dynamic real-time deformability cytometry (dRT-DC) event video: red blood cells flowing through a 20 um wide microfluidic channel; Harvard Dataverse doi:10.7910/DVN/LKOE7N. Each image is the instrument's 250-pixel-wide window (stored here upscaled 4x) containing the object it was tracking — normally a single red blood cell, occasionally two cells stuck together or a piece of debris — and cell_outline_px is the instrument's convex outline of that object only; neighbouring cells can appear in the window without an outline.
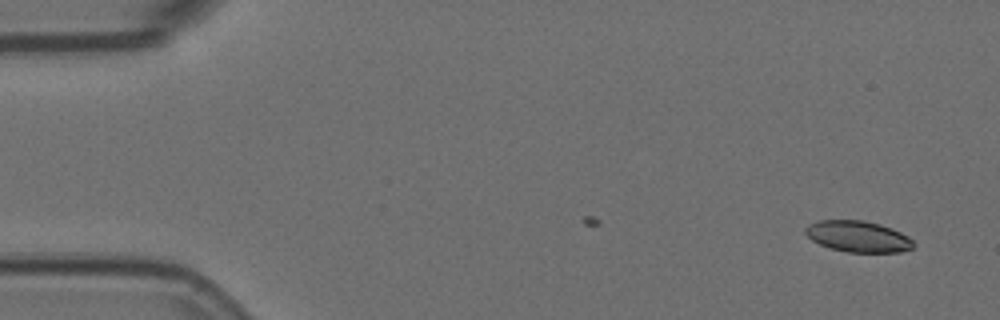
{"species": "Egyptian fruit bat (a non-hibernating species)", "species_latin": "Rousettus aegyptiacus", "temperature_condition": "room temperature", "stored_images_in_passage": 3, "camera_frame_rate_fps": 3000, "um_per_image_px": 0.085, "animal": {"sex": "female"}, "frame": {"image": 1, "passage_image": 3, "time_ms": 0.667, "image_size_px": [1000, 320], "cell_outline_px": [[916, 244], [912, 248], [900, 252], [848, 252], [832, 248], [820, 244], [812, 240], [804, 232], [804, 228], [808, 224], [820, 220], [864, 220], [880, 224], [892, 228], [908, 236]], "centroid_in_image_um": [72.94, 20.09], "position_along_channel_um": 12.1, "area_um2": 19.65}}